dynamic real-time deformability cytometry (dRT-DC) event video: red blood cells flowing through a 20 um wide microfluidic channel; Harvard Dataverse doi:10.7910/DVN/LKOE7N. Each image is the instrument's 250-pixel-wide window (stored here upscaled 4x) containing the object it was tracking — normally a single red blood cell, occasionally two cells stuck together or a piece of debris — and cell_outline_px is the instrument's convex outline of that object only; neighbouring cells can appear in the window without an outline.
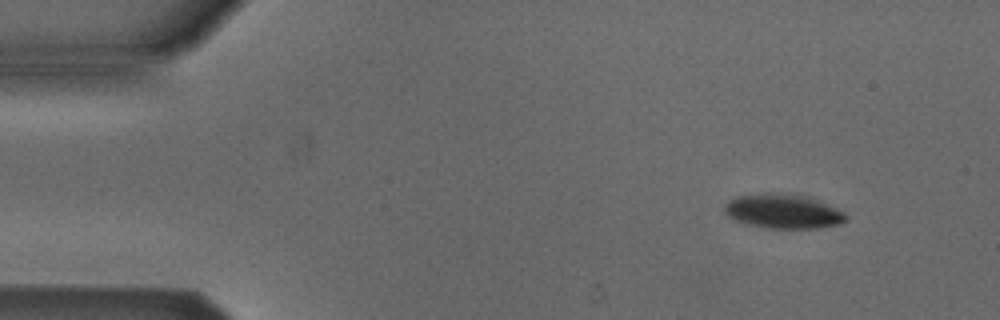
{"species": "Egyptian fruit bat (a non-hibernating species)", "species_latin": "Rousettus aegyptiacus", "temperature_condition": "cold", "stored_images_in_passage": 7, "camera_frame_rate_fps": 3000, "um_per_image_px": 0.085, "animal": {"sex": "male"}, "frame": {"image": 1, "passage_image": 2, "time_ms": 1.333, "image_size_px": [1000, 320], "cell_outline_px": [[848, 216], [840, 224], [816, 228], [772, 228], [752, 224], [736, 220], [728, 216], [724, 212], [724, 204], [728, 200], [736, 196], [756, 192], [788, 192], [804, 196], [844, 212]], "centroid_in_image_um": [66.5, 17.93], "position_along_channel_um": 18.5, "area_um2": 24.22}}
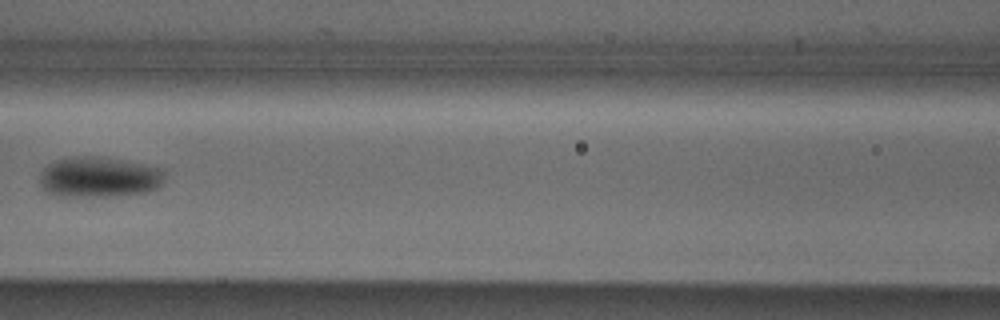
{"frame": {"image": 2, "passage_image": 7, "time_ms": 7.333, "image_size_px": [1000, 320], "cell_outline_px": [[164, 180], [156, 188], [144, 192], [116, 196], [60, 196], [48, 192], [40, 184], [40, 176], [44, 168], [60, 160], [84, 156], [116, 160], [164, 168]], "centroid_in_image_um": [8.45, 15.09], "position_along_channel_um": 158.2, "area_um2": 28.61}}